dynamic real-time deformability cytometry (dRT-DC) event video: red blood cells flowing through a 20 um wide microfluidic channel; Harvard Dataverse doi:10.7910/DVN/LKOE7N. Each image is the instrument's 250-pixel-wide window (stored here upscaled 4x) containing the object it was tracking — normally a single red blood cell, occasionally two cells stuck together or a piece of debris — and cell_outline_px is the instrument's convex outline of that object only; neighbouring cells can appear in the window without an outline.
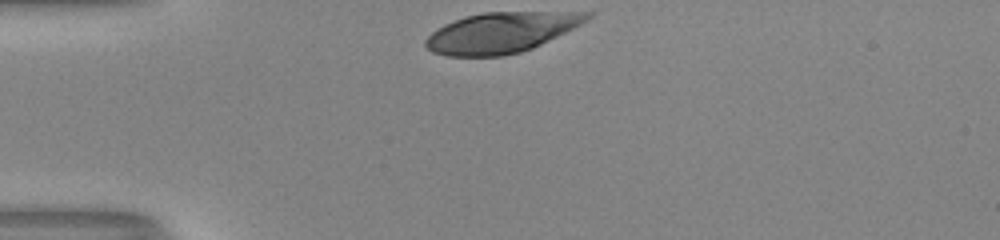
{"species": "human", "species_latin": "Homo sapiens", "temperature_condition": "room temperature", "stored_images_in_passage": 29, "camera_frame_rate_fps": 3000, "um_per_image_px": 0.085, "donor": {"sex": "male"}, "frame": {"image": 1, "passage_image": 1, "time_ms": 0.0, "image_size_px": [1000, 240], "cell_outline_px": [[592, 16], [588, 20], [532, 48], [520, 52], [504, 56], [448, 56], [432, 52], [424, 44], [424, 40], [432, 32], [444, 24], [468, 16], [484, 12], [592, 12]], "centroid_in_image_um": [42.57, 2.77], "position_along_channel_um": 42.4, "area_um2": 37.57}}
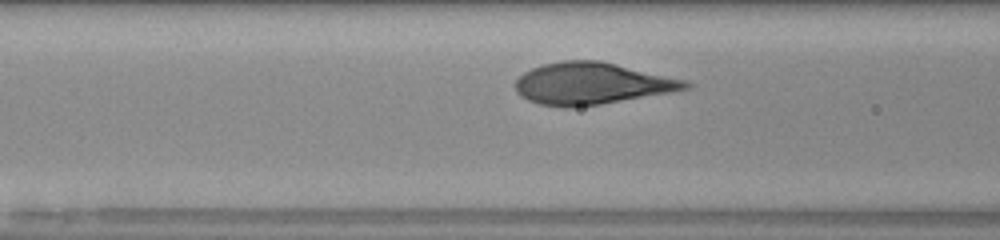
{"frame": {"image": 2, "passage_image": 9, "time_ms": 2.667, "image_size_px": [1000, 240], "cell_outline_px": [[692, 88], [600, 104], [572, 108], [564, 108], [540, 104], [528, 100], [520, 96], [516, 92], [516, 80], [524, 72], [532, 68], [544, 64], [560, 60], [600, 60], [688, 80], [692, 84]], "centroid_in_image_um": [50.3, 7.09], "position_along_channel_um": 116.3, "area_um2": 41.56}}
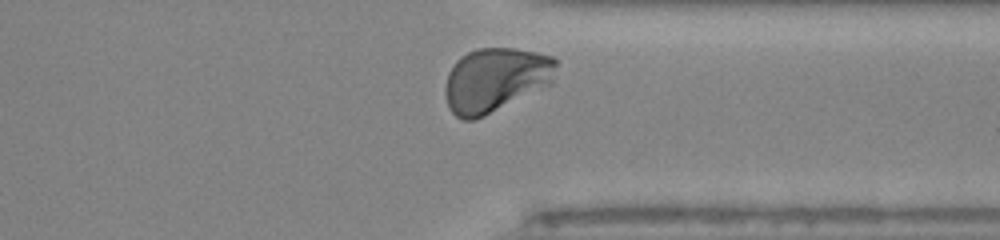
{"frame": {"image": 3, "passage_image": 28, "time_ms": 9.0, "image_size_px": [1000, 240], "cell_outline_px": [[556, 64], [552, 84], [484, 116], [472, 120], [464, 120], [456, 116], [448, 108], [444, 92], [444, 88], [448, 72], [456, 60], [460, 56], [476, 48], [516, 48], [536, 52], [552, 56], [556, 60]], "centroid_in_image_um": [42.09, 6.78], "position_along_channel_um": 369.3, "area_um2": 41.79}, "authors_computed_cell_mechanics": {"area_um2": 41.0958, "velocity_mm_per_s": 4.0014, "shape_relaxation_time_tau1_ms": 2.1921, "shape_relaxation_time_tau2_ms": null, "deformation_change_tau1": 0.1871, "deformation_change_tau2": null}}